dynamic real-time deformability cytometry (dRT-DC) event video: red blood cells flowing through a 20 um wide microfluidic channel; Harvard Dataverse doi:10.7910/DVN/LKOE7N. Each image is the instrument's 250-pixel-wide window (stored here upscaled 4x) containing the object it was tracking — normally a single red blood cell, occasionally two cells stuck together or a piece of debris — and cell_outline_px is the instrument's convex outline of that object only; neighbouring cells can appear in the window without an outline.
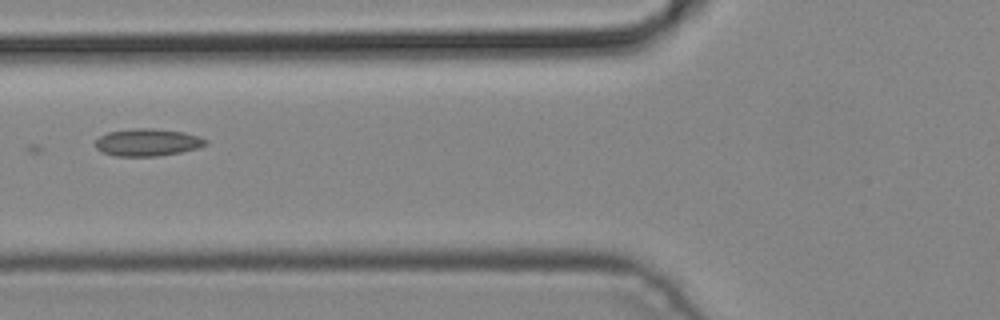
{"species": "common noctule bat (a hibernating species)", "species_latin": "Nyctalus noctula", "temperature_condition": "cold", "stored_images_in_passage": 3, "camera_frame_rate_fps": 3000, "um_per_image_px": 0.085, "animal": {"sex": "male", "body_mass_g": 19.2, "forearm_length_mm": 51.8}, "frame": {"image": 1, "passage_image": 2, "time_ms": 0.333, "image_size_px": [1000, 320], "cell_outline_px": [[208, 144], [196, 148], [180, 152], [156, 156], [116, 156], [104, 152], [96, 148], [92, 144], [100, 136], [108, 132], [136, 128], [152, 128], [184, 132], [208, 140]], "centroid_in_image_um": [12.51, 12.1], "position_along_channel_um": 113.3, "area_um2": 17.46}}